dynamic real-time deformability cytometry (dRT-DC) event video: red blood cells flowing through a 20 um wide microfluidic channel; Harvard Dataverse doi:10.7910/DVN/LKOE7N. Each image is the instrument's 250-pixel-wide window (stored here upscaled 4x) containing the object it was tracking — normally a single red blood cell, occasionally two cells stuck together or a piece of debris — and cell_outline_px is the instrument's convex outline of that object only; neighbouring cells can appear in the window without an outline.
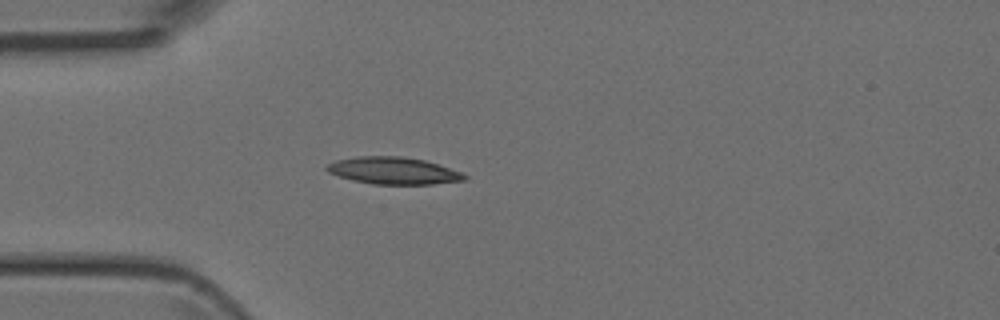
{"species": "Egyptian fruit bat (a non-hibernating species)", "species_latin": "Rousettus aegyptiacus", "temperature_condition": "room temperature", "stored_images_in_passage": 46, "camera_frame_rate_fps": 3000, "um_per_image_px": 0.085, "animal": {"sex": "female"}, "frame": {"image": 1, "passage_image": 12, "time_ms": 3.667, "image_size_px": [1000, 320], "cell_outline_px": [[468, 176], [464, 180], [432, 184], [372, 184], [352, 180], [328, 172], [324, 168], [328, 164], [336, 160], [356, 156], [404, 156], [424, 160], [460, 172]], "centroid_in_image_um": [33.4, 14.5], "position_along_channel_um": 51.6, "area_um2": 21.56}}
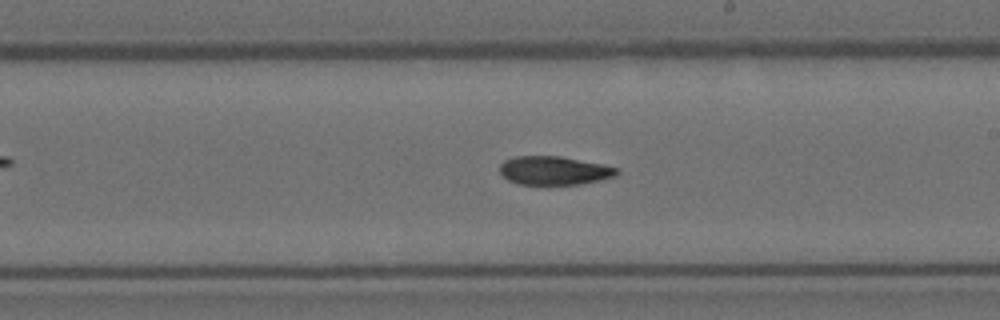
{"frame": {"image": 2, "passage_image": 26, "time_ms": 8.333, "image_size_px": [1000, 320], "cell_outline_px": [[620, 172], [616, 176], [600, 180], [580, 184], [516, 184], [508, 180], [500, 172], [500, 164], [504, 160], [516, 156], [560, 156], [604, 164], [620, 168]], "centroid_in_image_um": [47.14, 14.49], "position_along_channel_um": 241.9, "area_um2": 19.65}}
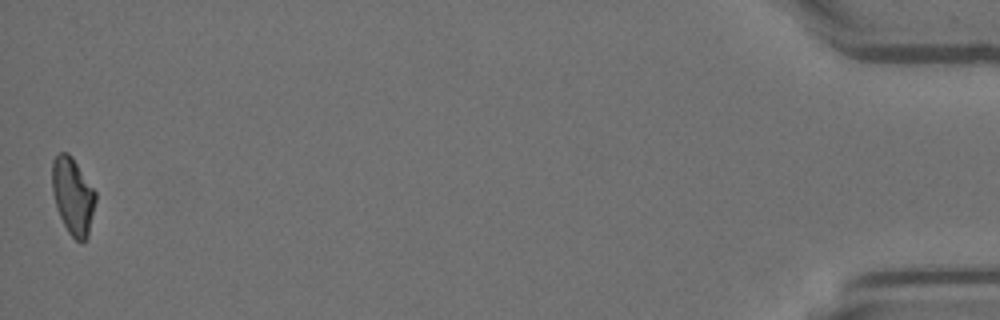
{"frame": {"image": 3, "passage_image": 46, "time_ms": 15.0, "image_size_px": [1000, 320], "cell_outline_px": [[96, 200], [88, 236], [80, 244], [68, 232], [56, 208], [52, 192], [52, 160], [60, 152], [68, 152], [72, 156], [96, 192]], "centroid_in_image_um": [6.19, 16.65], "position_along_channel_um": 429.0, "area_um2": 19.54}}